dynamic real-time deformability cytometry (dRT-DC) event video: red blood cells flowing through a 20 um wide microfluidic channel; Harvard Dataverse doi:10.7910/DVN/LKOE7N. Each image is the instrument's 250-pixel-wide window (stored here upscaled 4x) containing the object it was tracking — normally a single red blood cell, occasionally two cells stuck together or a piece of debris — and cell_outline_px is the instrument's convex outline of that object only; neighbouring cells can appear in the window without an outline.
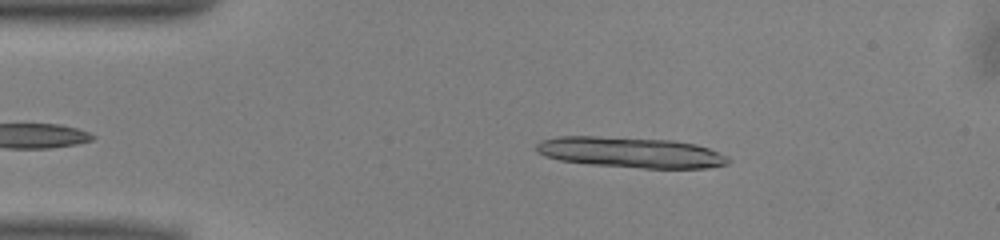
{"species": "common noctule bat (a hibernating species)", "species_latin": "Nyctalus noctula", "temperature_condition": "warm", "stored_images_in_passage": 22, "camera_frame_rate_fps": 3000, "um_per_image_px": 0.085, "animal": {"sex": "male", "body_mass_g": 13.0, "forearm_length_mm": 53.1}, "frame": {"image": 1, "passage_image": 3, "time_ms": 0.667, "image_size_px": [1000, 240], "cell_outline_px": [[732, 160], [728, 164], [708, 168], [640, 168], [588, 164], [560, 160], [544, 156], [536, 152], [536, 144], [540, 140], [556, 136], [596, 136], [672, 140], [696, 144], [708, 148], [728, 156]], "centroid_in_image_um": [53.59, 12.95], "position_along_channel_um": 31.4, "area_um2": 34.56}}
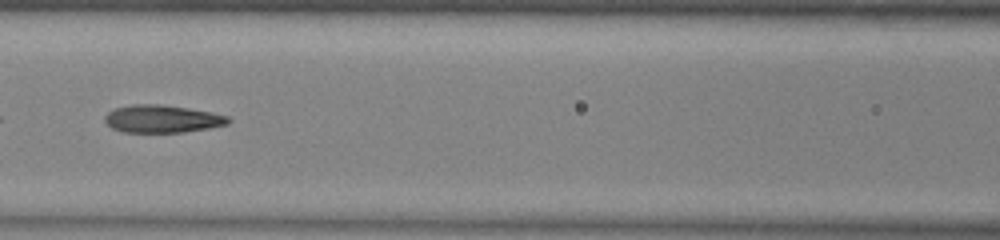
{"frame": {"image": 2, "passage_image": 16, "time_ms": 5.0, "image_size_px": [1000, 240], "cell_outline_px": [[232, 120], [228, 124], [208, 128], [184, 132], [124, 132], [112, 128], [104, 120], [104, 116], [108, 112], [116, 108], [132, 104], [160, 104], [188, 108], [212, 112], [228, 116]], "centroid_in_image_um": [13.8, 10.1], "position_along_channel_um": 152.8, "area_um2": 19.88}}
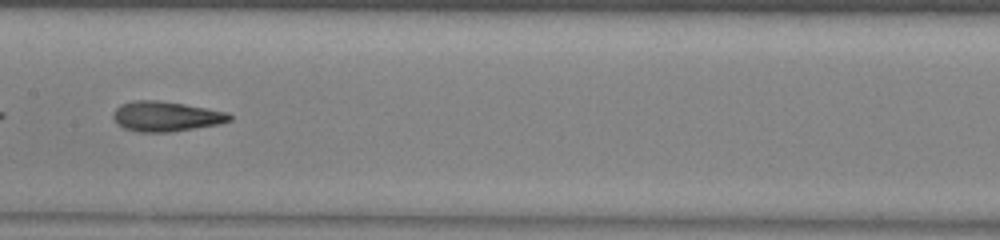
{"frame": {"image": 3, "passage_image": 19, "time_ms": 6.0, "image_size_px": [1000, 240], "cell_outline_px": [[232, 120], [220, 124], [168, 132], [136, 132], [124, 128], [116, 124], [112, 116], [112, 112], [120, 104], [136, 100], [156, 100], [184, 104], [228, 112], [232, 116]], "centroid_in_image_um": [14.08, 9.89], "position_along_channel_um": 193.3, "area_um2": 20.46}}